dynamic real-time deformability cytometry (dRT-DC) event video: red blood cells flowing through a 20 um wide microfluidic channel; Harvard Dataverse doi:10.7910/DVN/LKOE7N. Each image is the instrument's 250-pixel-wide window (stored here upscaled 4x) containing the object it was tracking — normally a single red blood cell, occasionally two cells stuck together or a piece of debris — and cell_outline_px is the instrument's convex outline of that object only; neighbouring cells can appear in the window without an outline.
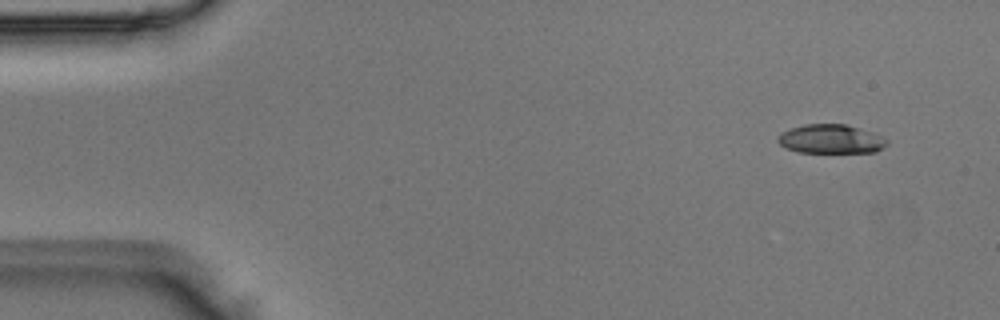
{"species": "Egyptian fruit bat (a non-hibernating species)", "species_latin": "Rousettus aegyptiacus", "temperature_condition": "room temperature", "stored_images_in_passage": 2, "camera_frame_rate_fps": 3000, "um_per_image_px": 0.085, "animal": {"sex": "male"}, "frame": {"image": 1, "passage_image": 1, "time_ms": 0.0, "image_size_px": [1000, 320], "cell_outline_px": [[888, 144], [876, 152], [800, 152], [784, 148], [776, 140], [780, 132], [804, 124], [844, 124], [860, 128], [872, 132], [888, 140]], "centroid_in_image_um": [70.6, 11.82], "position_along_channel_um": 14.4, "area_um2": 18.44}}